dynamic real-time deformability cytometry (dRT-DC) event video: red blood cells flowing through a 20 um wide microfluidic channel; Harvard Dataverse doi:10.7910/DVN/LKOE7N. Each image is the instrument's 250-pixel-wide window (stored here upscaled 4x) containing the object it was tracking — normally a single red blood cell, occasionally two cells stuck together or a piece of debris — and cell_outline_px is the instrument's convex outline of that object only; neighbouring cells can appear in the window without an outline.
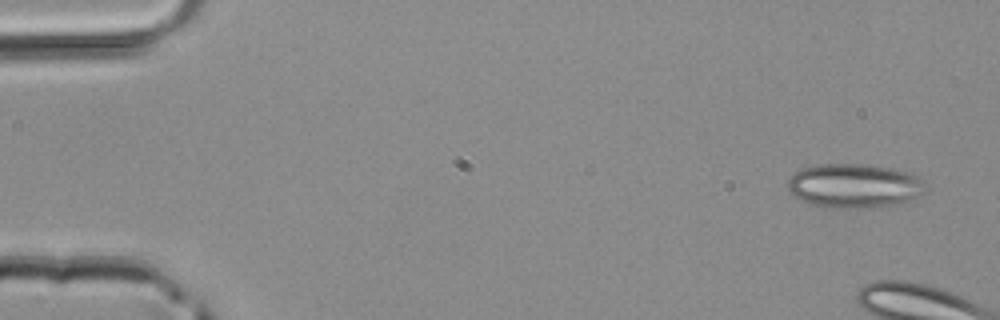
{"species": "common noctule bat (a hibernating species)", "species_latin": "Nyctalus noctula", "temperature_condition": "room temperature", "stored_images_in_passage": 5, "camera_frame_rate_fps": 3000, "um_per_image_px": 0.085, "animal": {"sex": "male", "body_mass_g": 20.4}, "frame": {"image": 1, "passage_image": 1, "time_ms": 0.0, "image_size_px": [1000, 320], "cell_outline_px": [[924, 192], [920, 196], [900, 204], [856, 208], [824, 208], [800, 200], [788, 188], [788, 176], [800, 168], [820, 164], [864, 164], [892, 168], [912, 172], [924, 180]], "centroid_in_image_um": [72.62, 15.78], "position_along_channel_um": 12.4, "area_um2": 35.84}}